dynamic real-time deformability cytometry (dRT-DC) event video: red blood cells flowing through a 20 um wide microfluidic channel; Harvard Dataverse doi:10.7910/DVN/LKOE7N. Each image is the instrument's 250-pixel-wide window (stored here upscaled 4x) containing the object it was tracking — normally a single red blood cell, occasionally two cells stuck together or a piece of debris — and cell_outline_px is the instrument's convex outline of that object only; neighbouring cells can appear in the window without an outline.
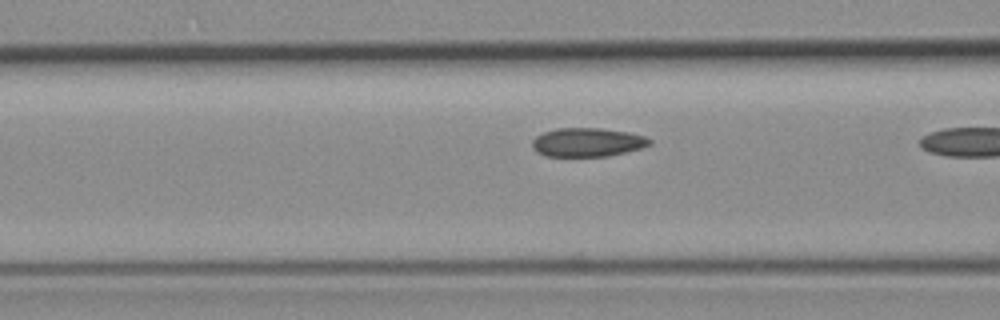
{"species": "common noctule bat (a hibernating species)", "species_latin": "Nyctalus noctula", "temperature_condition": "room temperature", "stored_images_in_passage": 17, "camera_frame_rate_fps": 3000, "um_per_image_px": 0.085, "animal": {"sex": "female", "body_mass_g": 19.3, "forearm_length_mm": 54.1}, "frame": {"image": 1, "passage_image": 16, "time_ms": 5.0, "image_size_px": [1000, 320], "cell_outline_px": [[652, 144], [640, 148], [608, 156], [544, 156], [536, 152], [532, 148], [532, 140], [536, 136], [544, 132], [556, 128], [600, 128], [628, 132], [644, 136], [652, 140]], "centroid_in_image_um": [49.9, 12.09], "position_along_channel_um": 116.7, "area_um2": 19.71}}